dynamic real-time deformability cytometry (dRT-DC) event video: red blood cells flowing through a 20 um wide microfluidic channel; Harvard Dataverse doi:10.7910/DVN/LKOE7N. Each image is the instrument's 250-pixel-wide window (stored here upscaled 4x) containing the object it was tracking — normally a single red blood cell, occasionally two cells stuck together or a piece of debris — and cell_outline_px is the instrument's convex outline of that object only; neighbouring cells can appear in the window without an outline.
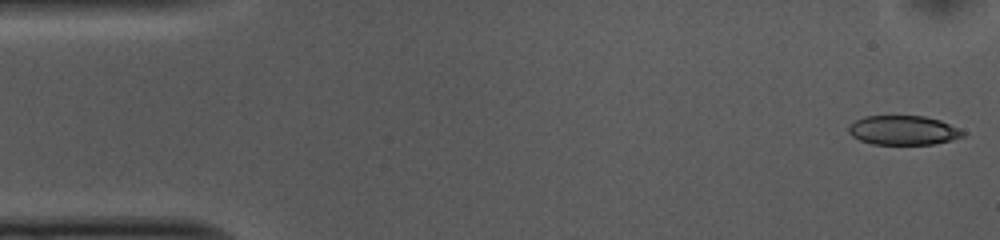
{"species": "common noctule bat (a hibernating species)", "species_latin": "Nyctalus noctula", "temperature_condition": "cold", "stored_images_in_passage": 52, "camera_frame_rate_fps": 3000, "um_per_image_px": 0.085, "animal": {"sex": "female", "body_mass_g": 10.0, "forearm_length_mm": 53.1}, "frame": {"image": 1, "passage_image": 1, "time_ms": 0.0, "image_size_px": [1000, 240], "cell_outline_px": [[968, 132], [964, 136], [952, 140], [932, 144], [872, 144], [860, 140], [852, 136], [848, 132], [848, 124], [864, 116], [924, 116], [940, 120]], "centroid_in_image_um": [76.79, 11.07], "position_along_channel_um": 8.2, "area_um2": 19.65}}
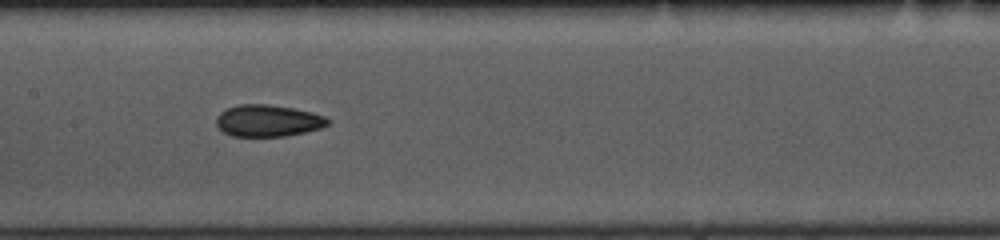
{"frame": {"image": 2, "passage_image": 24, "time_ms": 7.667, "image_size_px": [1000, 240], "cell_outline_px": [[332, 120], [328, 124], [320, 128], [304, 132], [284, 136], [232, 136], [224, 132], [216, 124], [216, 116], [220, 112], [228, 108], [240, 104], [268, 104], [292, 108], [312, 112], [324, 116]], "centroid_in_image_um": [22.77, 10.25], "position_along_channel_um": 184.6, "area_um2": 20.58}}
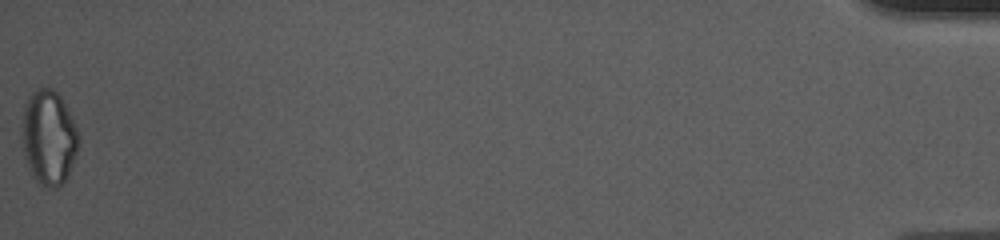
{"frame": {"image": 3, "passage_image": 52, "time_ms": 17.0, "image_size_px": [1000, 240], "cell_outline_px": [[80, 140], [76, 152], [64, 184], [56, 188], [48, 188], [36, 180], [32, 176], [24, 152], [24, 108], [28, 96], [36, 88], [52, 88], [60, 96], [80, 136]], "centroid_in_image_um": [4.17, 11.7], "position_along_channel_um": 431.0, "area_um2": 30.46}, "authors_computed_cell_mechanics": {"area_um2": 20.9525, "velocity_mm_per_s": 3.7477, "shape_relaxation_time_tau1_ms": 5.961, "shape_relaxation_time_tau2_ms": 4.4012, "deformation_change_tau1": 0.1181, "deformation_change_tau2": 0.1004}}